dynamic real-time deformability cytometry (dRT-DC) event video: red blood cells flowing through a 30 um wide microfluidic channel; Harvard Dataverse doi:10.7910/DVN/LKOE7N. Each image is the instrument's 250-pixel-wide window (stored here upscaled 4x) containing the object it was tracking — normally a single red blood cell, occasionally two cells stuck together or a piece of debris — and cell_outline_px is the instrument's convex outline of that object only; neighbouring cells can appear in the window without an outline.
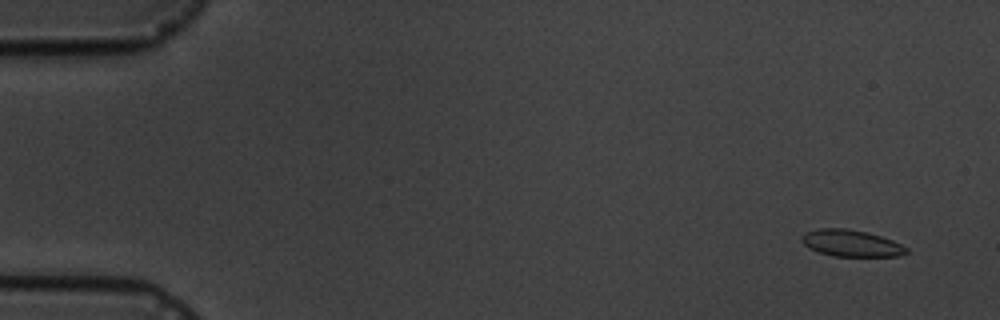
{"species": "common noctule bat (a hibernating species)", "species_latin": "Nyctalus noctula", "temperature_condition": "cold", "stored_images_in_passage": 5, "camera_frame_rate_fps": 3000, "um_per_image_px": 0.085, "animal": {"sex": "male", "body_mass_g": 19.5, "forearm_length_mm": 54.6}, "frame": {"image": 1, "passage_image": 1, "time_ms": 0.0, "image_size_px": [1000, 320], "cell_outline_px": [[908, 252], [900, 256], [832, 256], [808, 248], [800, 240], [800, 236], [804, 232], [820, 228], [844, 228], [864, 232], [880, 236], [892, 240], [908, 248]], "centroid_in_image_um": [72.31, 20.67], "position_along_channel_um": 12.7, "area_um2": 16.24}}
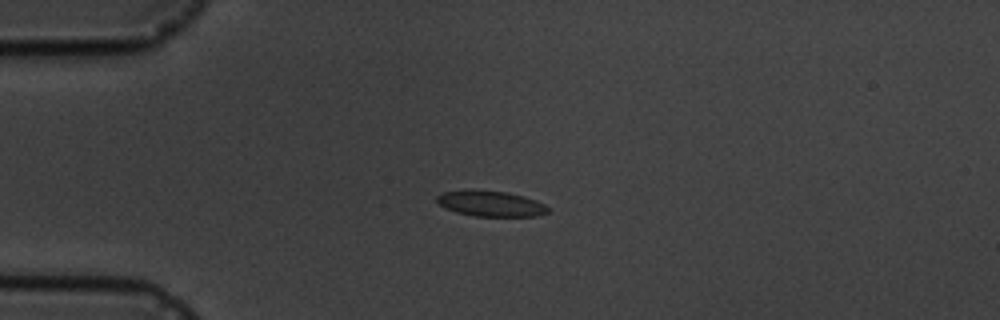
{"frame": {"image": 2, "passage_image": 4, "time_ms": 3.667, "image_size_px": [1000, 320], "cell_outline_px": [[548, 212], [540, 216], [476, 216], [456, 212], [444, 208], [436, 200], [436, 196], [440, 192], [468, 188], [508, 192], [524, 196], [536, 200], [544, 204], [548, 208]], "centroid_in_image_um": [41.66, 17.28], "position_along_channel_um": 43.3, "area_um2": 16.99}}